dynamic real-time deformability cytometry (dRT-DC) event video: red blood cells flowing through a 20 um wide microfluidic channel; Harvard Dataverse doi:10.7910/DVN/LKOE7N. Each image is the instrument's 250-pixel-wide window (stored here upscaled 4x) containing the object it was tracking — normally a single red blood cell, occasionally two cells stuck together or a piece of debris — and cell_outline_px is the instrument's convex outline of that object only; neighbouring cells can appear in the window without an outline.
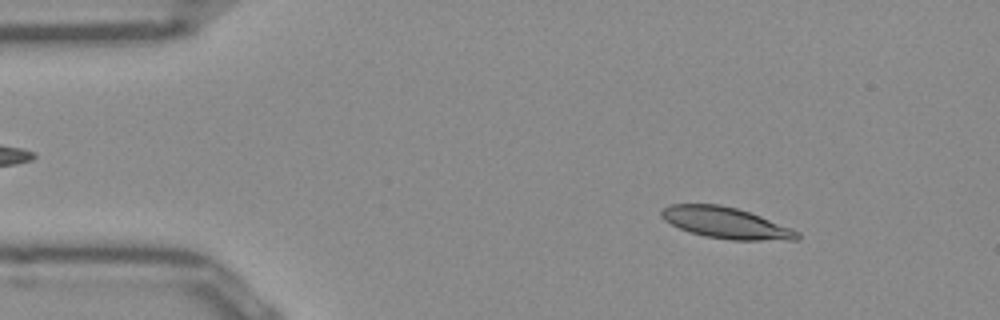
{"species": "Egyptian fruit bat (a non-hibernating species)", "species_latin": "Rousettus aegyptiacus", "temperature_condition": "room temperature", "stored_images_in_passage": 50, "camera_frame_rate_fps": 3000, "um_per_image_px": 0.085, "frame": {"image": 1, "passage_image": 6, "time_ms": 1.667, "image_size_px": [1000, 320], "cell_outline_px": [[800, 236], [796, 240], [732, 240], [704, 236], [680, 228], [664, 220], [660, 216], [660, 212], [664, 208], [672, 204], [720, 204], [736, 208], [760, 216], [792, 228], [800, 232]], "centroid_in_image_um": [61.71, 18.94], "position_along_channel_um": 23.3, "area_um2": 24.51}}
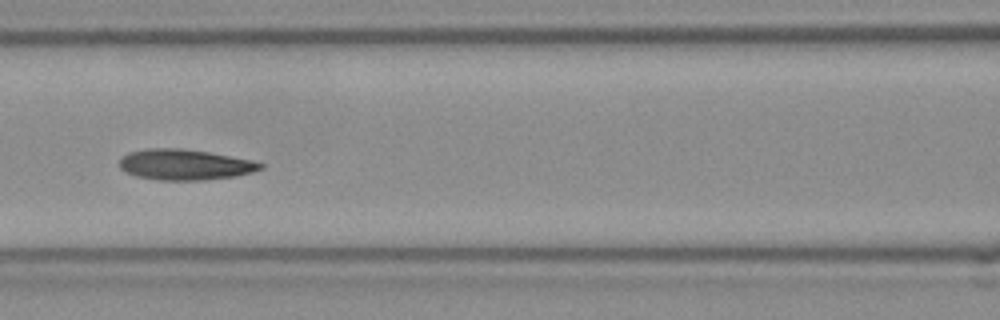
{"frame": {"image": 2, "passage_image": 21, "time_ms": 6.667, "image_size_px": [1000, 320], "cell_outline_px": [[264, 168], [252, 172], [236, 176], [204, 180], [160, 180], [136, 176], [120, 168], [120, 160], [128, 152], [148, 148], [180, 148], [208, 152], [252, 160], [264, 164]], "centroid_in_image_um": [15.73, 13.99], "position_along_channel_um": 150.9, "area_um2": 25.09}}
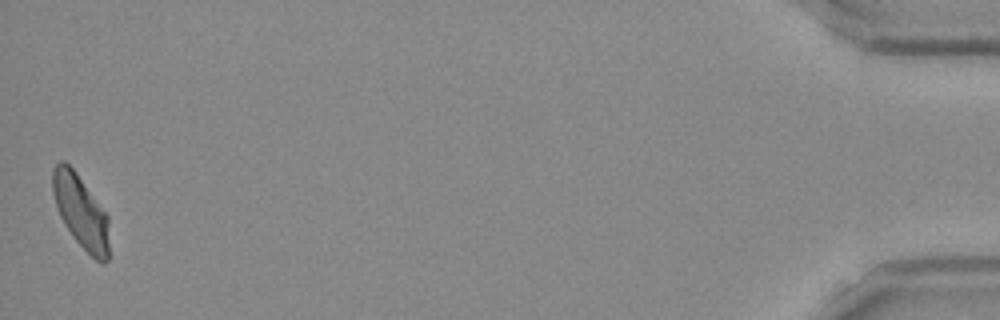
{"frame": {"image": 3, "passage_image": 50, "time_ms": 16.333, "image_size_px": [1000, 320], "cell_outline_px": [[108, 260], [104, 264], [100, 264], [72, 236], [64, 224], [56, 208], [52, 192], [52, 168], [60, 160], [64, 160], [72, 168], [108, 216]], "centroid_in_image_um": [6.84, 17.99], "position_along_channel_um": 428.4, "area_um2": 23.81}, "authors_computed_cell_mechanics": {"area_um2": 24.5939, "velocity_mm_per_s": 3.8952, "shape_relaxation_time_tau1_ms": null, "shape_relaxation_time_tau2_ms": 4.9616, "deformation_change_tau1": null, "deformation_change_tau2": 0.1146}}